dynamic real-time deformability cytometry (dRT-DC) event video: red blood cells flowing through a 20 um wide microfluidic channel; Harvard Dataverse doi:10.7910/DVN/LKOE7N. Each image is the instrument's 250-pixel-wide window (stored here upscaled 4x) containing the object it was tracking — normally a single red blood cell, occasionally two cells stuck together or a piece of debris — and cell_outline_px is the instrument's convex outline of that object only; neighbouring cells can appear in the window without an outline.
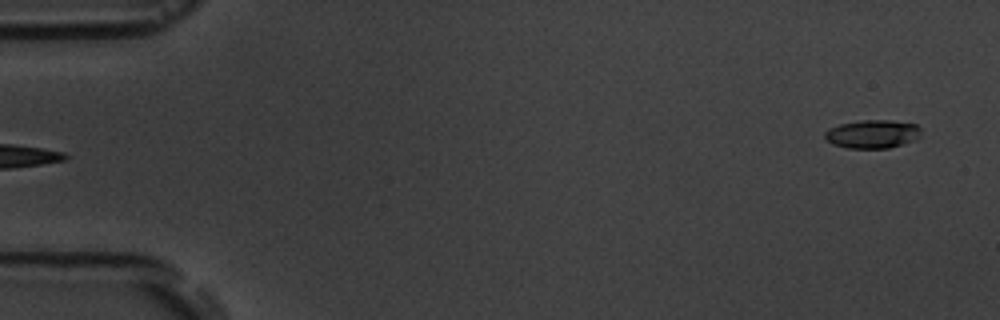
{"species": "common noctule bat (a hibernating species)", "species_latin": "Nyctalus noctula", "temperature_condition": "room temperature", "stored_images_in_passage": 5, "segment_of_instrument_passage": [2, 2], "camera_frame_rate_fps": 3000, "um_per_image_px": 0.085, "animal": {"sex": "male", "body_mass_g": 19.5, "forearm_length_mm": 54.6}, "frame": {"image": 1, "passage_image": 5, "time_ms": 5.0, "image_size_px": [1000, 320], "cell_outline_px": [[920, 136], [916, 140], [888, 148], [848, 148], [832, 144], [824, 136], [824, 132], [828, 128], [840, 124], [860, 120], [888, 120], [916, 124], [920, 128]], "centroid_in_image_um": [74.15, 11.39], "position_along_channel_um": 10.8, "area_um2": 15.95}}